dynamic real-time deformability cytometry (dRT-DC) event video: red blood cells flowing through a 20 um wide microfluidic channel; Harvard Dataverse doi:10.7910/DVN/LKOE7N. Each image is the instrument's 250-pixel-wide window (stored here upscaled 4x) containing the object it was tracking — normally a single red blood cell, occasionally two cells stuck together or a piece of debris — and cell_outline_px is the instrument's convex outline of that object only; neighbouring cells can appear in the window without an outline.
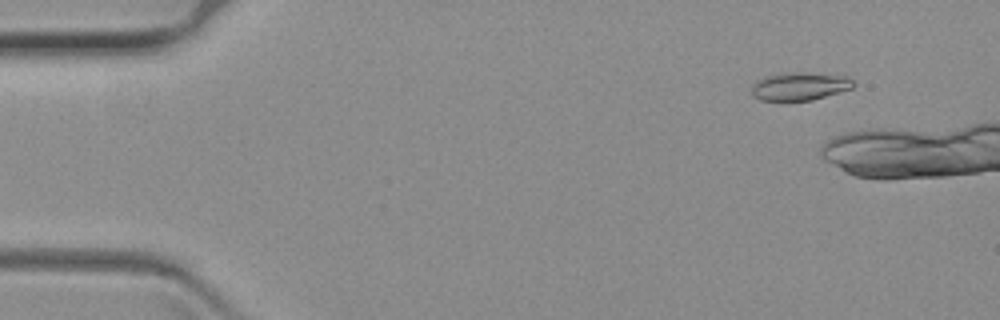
{"species": "common noctule bat (a hibernating species)", "species_latin": "Nyctalus noctula", "temperature_condition": "warm", "stored_images_in_passage": 5, "camera_frame_rate_fps": 3000, "um_per_image_px": 0.085, "animal": {"sex": "female", "body_mass_g": 19.3, "forearm_length_mm": 54.1}, "frame": {"image": 1, "passage_image": 1, "time_ms": 0.0, "image_size_px": [1000, 320], "cell_outline_px": [[856, 84], [852, 88], [840, 92], [812, 100], [760, 100], [752, 96], [752, 84], [756, 80], [764, 76], [780, 72], [800, 72], [844, 76], [852, 80]], "centroid_in_image_um": [67.93, 7.32], "position_along_channel_um": 17.1, "area_um2": 16.7}}